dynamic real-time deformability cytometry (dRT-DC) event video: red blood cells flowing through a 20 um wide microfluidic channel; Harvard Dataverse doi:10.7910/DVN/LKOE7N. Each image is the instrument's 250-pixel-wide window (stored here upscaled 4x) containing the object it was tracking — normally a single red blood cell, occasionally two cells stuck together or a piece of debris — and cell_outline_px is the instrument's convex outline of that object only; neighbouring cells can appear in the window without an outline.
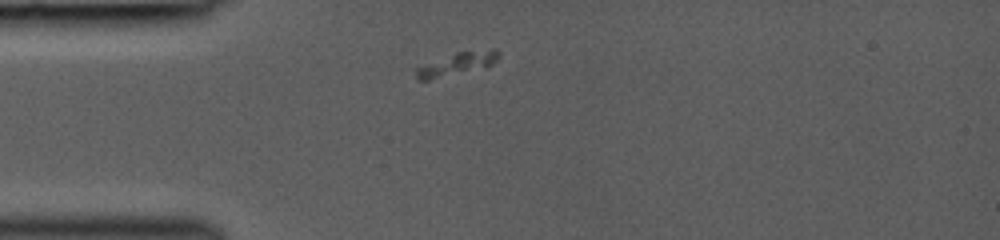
{"species": "common noctule bat (a hibernating species)", "species_latin": "Nyctalus noctula", "temperature_condition": "room temperature", "stored_images_in_passage": 32, "camera_frame_rate_fps": 3000, "um_per_image_px": 0.085, "animal": {"sex": "female", "body_mass_g": 19.0, "forearm_length_mm": 53.3}, "frame": {"image": 1, "passage_image": 1, "time_ms": 0.0, "image_size_px": [1000, 240], "cell_outline_px": [[500, 56], [492, 64], [428, 80], [416, 80], [416, 68], [456, 52], [492, 48], [496, 48], [500, 52]], "centroid_in_image_um": [38.87, 5.39], "position_along_channel_um": 46.1, "area_um2": 10.52}}
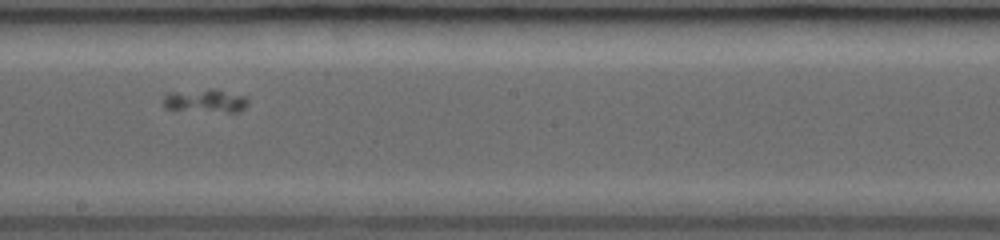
{"frame": {"image": 2, "passage_image": 13, "time_ms": 4.667, "image_size_px": [1000, 240], "cell_outline_px": [[248, 104], [240, 112], [228, 112], [168, 108], [160, 104], [164, 96], [168, 92], [208, 88], [212, 88], [248, 96]], "centroid_in_image_um": [17.48, 8.54], "position_along_channel_um": 230.7, "area_um2": 11.68}}
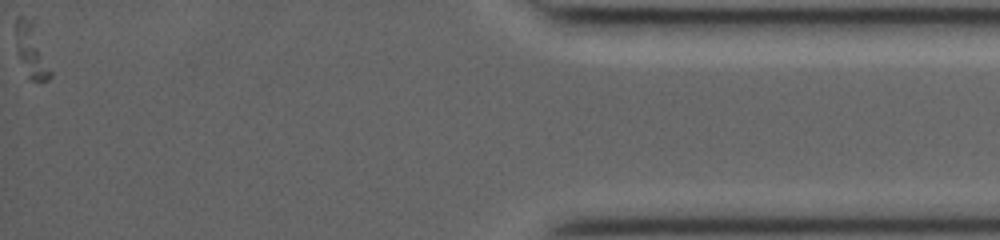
{"frame": {"image": 3, "passage_image": 31, "time_ms": 11.0, "image_size_px": [1000, 240], "cell_outline_px": [[52, 76], [48, 80], [32, 80], [28, 76], [20, 60], [16, 32], [16, 16], [20, 16], [32, 20], [52, 72]], "centroid_in_image_um": [2.7, 4.31], "position_along_channel_um": 432.5, "area_um2": 10.35}}